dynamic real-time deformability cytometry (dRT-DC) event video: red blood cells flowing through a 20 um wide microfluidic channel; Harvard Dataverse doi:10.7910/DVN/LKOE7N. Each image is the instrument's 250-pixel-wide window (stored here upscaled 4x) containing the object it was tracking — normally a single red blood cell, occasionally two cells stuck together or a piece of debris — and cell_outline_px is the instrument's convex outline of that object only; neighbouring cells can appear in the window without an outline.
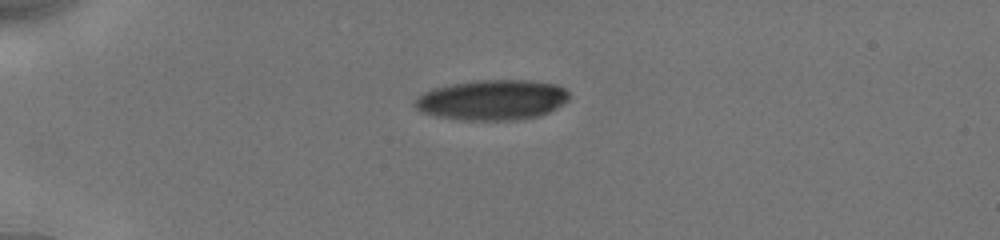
{"species": "human", "species_latin": "Homo sapiens", "temperature_condition": "cold", "stored_images_in_passage": 2, "camera_frame_rate_fps": 3000, "um_per_image_px": 0.085, "donor": {"sex": "male"}, "frame": {"image": 1, "passage_image": 1, "time_ms": 0.0, "image_size_px": [1000, 240], "cell_outline_px": [[568, 100], [564, 104], [540, 116], [516, 120], [468, 120], [436, 116], [424, 112], [416, 108], [416, 100], [424, 92], [436, 88], [452, 84], [476, 80], [528, 80], [556, 84], [564, 88], [568, 92]], "centroid_in_image_um": [41.9, 8.49], "position_along_channel_um": 43.1, "area_um2": 35.89}}